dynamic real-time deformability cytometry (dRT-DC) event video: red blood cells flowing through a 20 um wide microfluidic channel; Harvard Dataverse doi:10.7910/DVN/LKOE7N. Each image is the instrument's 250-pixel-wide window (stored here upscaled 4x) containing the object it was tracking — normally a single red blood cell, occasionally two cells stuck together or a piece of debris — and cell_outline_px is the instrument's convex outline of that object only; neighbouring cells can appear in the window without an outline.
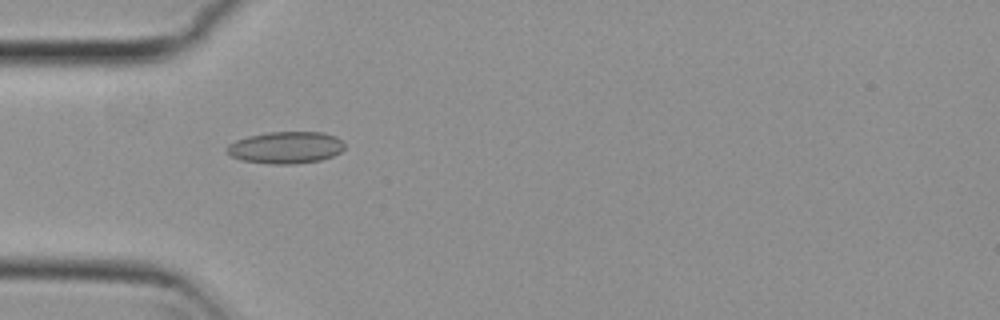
{"species": "common noctule bat (a hibernating species)", "species_latin": "Nyctalus noctula", "temperature_condition": "cold", "stored_images_in_passage": 32, "camera_frame_rate_fps": 3000, "um_per_image_px": 0.085, "animal": {"sex": "female", "body_mass_g": 29.2, "forearm_length_mm": 56.3}, "frame": {"image": 1, "passage_image": 6, "time_ms": 1.667, "image_size_px": [1000, 320], "cell_outline_px": [[344, 148], [340, 152], [332, 156], [320, 160], [296, 164], [272, 164], [240, 160], [232, 156], [224, 148], [228, 144], [236, 140], [248, 136], [268, 132], [324, 132], [336, 136], [344, 140]], "centroid_in_image_um": [24.3, 12.53], "position_along_channel_um": 60.7, "area_um2": 22.08}}
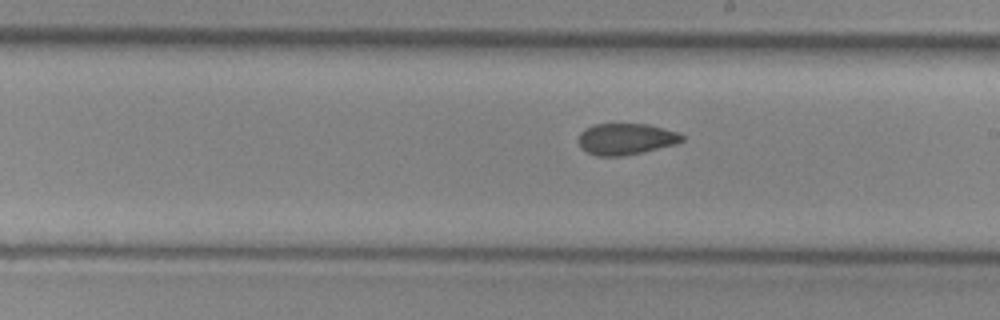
{"frame": {"image": 2, "passage_image": 20, "time_ms": 6.333, "image_size_px": [1000, 320], "cell_outline_px": [[684, 140], [676, 144], [644, 152], [624, 156], [596, 156], [580, 148], [576, 140], [580, 132], [584, 128], [596, 124], [648, 124], [680, 132], [684, 136]], "centroid_in_image_um": [53.19, 11.82], "position_along_channel_um": 235.8, "area_um2": 19.31}}
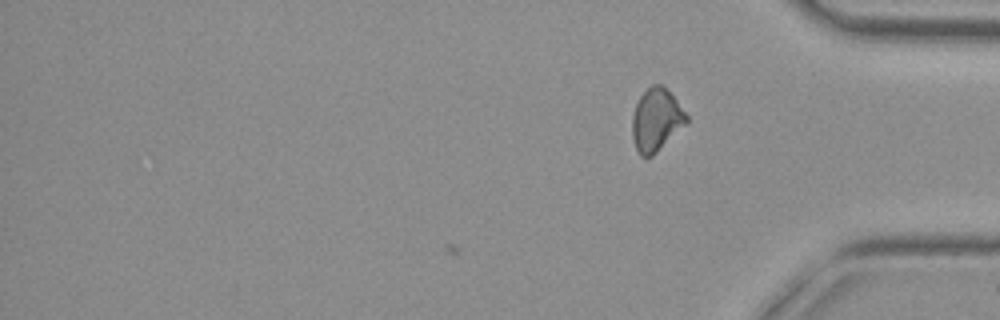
{"frame": {"image": 3, "passage_image": 32, "time_ms": 10.333, "image_size_px": [1000, 320], "cell_outline_px": [[688, 120], [652, 156], [640, 156], [636, 148], [632, 136], [632, 116], [636, 104], [640, 96], [652, 84], [660, 84], [676, 100], [688, 116]], "centroid_in_image_um": [55.74, 10.18], "position_along_channel_um": 379.5, "area_um2": 19.19}, "authors_computed_cell_mechanics": {"area_um2": 19.6809, "velocity_mm_per_s": 3.8021, "shape_relaxation_time_tau1_ms": null, "shape_relaxation_time_tau2_ms": 2.7715, "deformation_change_tau1": null, "deformation_change_tau2": 0.0739}}